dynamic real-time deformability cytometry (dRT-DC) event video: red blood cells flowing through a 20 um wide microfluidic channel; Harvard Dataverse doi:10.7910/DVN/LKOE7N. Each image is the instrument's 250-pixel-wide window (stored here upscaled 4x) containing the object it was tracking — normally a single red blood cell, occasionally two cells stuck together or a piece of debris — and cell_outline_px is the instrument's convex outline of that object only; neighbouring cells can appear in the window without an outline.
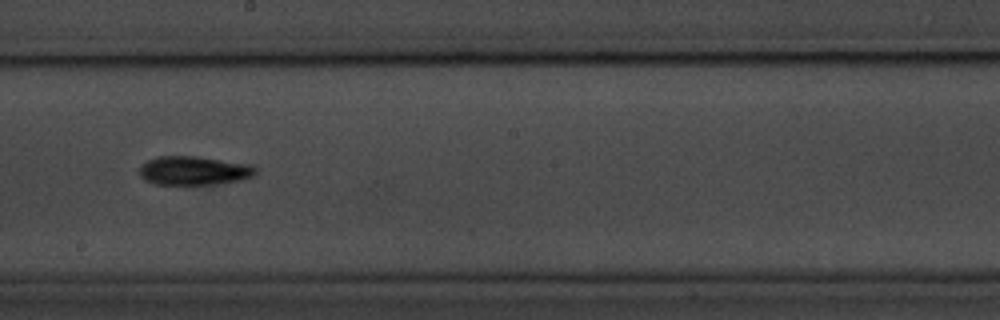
{"species": "common noctule bat (a hibernating species)", "species_latin": "Nyctalus noctula", "temperature_condition": "room temperature", "stored_images_in_passage": 14, "camera_frame_rate_fps": 3000, "um_per_image_px": 0.085, "animal": {"sex": "male", "body_mass_g": 20.1, "forearm_length_mm": 53.5}, "frame": {"image": 1, "passage_image": 8, "time_ms": 2.333, "image_size_px": [1000, 320], "cell_outline_px": [[256, 176], [240, 180], [208, 184], [152, 184], [144, 180], [140, 176], [140, 164], [148, 160], [160, 156], [196, 156], [252, 164], [256, 168]], "centroid_in_image_um": [16.48, 14.49], "position_along_channel_um": 231.7, "area_um2": 19.59}}
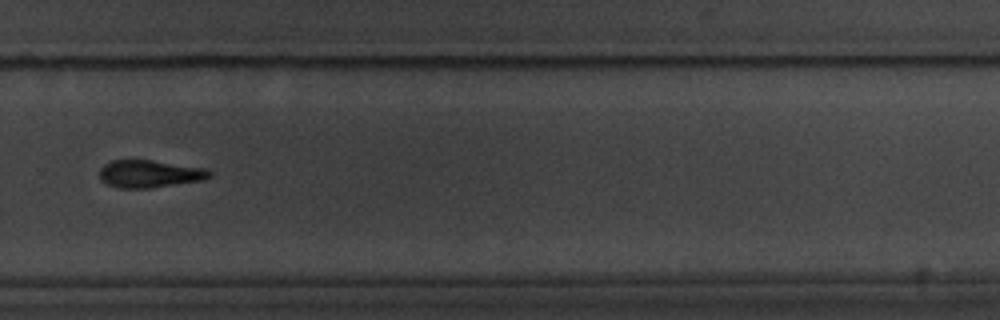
{"frame": {"image": 2, "passage_image": 10, "time_ms": 3.0, "image_size_px": [1000, 320], "cell_outline_px": [[212, 176], [204, 180], [148, 188], [120, 188], [108, 184], [100, 180], [100, 168], [104, 164], [112, 160], [152, 160], [208, 168], [212, 172]], "centroid_in_image_um": [12.75, 14.77], "position_along_channel_um": 317.0, "area_um2": 17.74}}